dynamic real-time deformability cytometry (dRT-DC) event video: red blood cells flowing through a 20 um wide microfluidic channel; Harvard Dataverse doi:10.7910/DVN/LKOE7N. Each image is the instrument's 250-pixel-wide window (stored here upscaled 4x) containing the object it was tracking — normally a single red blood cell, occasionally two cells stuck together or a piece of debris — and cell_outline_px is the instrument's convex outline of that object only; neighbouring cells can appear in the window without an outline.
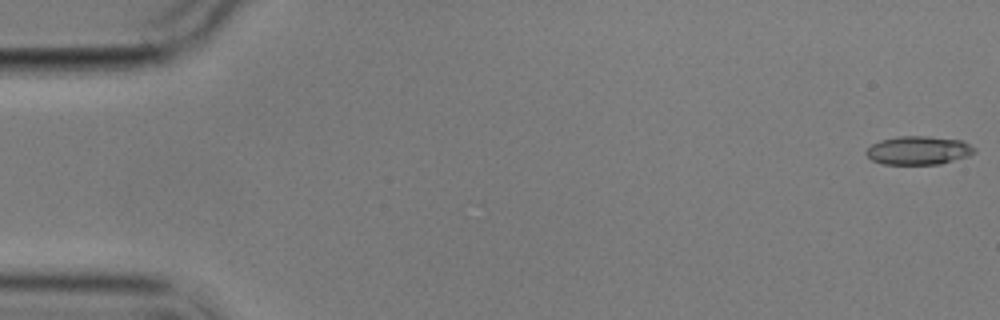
{"species": "common noctule bat (a hibernating species)", "species_latin": "Nyctalus noctula", "temperature_condition": "cold", "stored_images_in_passage": 9, "camera_frame_rate_fps": 3000, "um_per_image_px": 0.085, "animal": {"sex": "male", "body_mass_g": 17.9}, "frame": {"image": 1, "passage_image": 1, "time_ms": 0.0, "image_size_px": [1000, 320], "cell_outline_px": [[976, 152], [968, 156], [940, 164], [884, 164], [872, 160], [864, 152], [872, 144], [880, 140], [900, 136], [928, 136], [960, 140], [976, 148]], "centroid_in_image_um": [78.07, 12.78], "position_along_channel_um": 6.9, "area_um2": 17.92}}
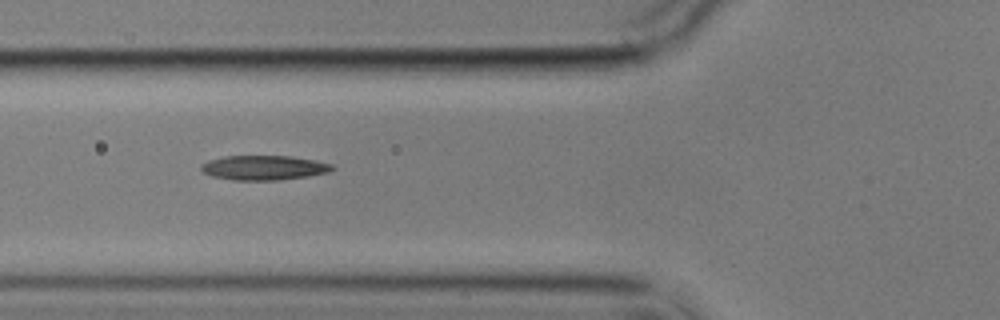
{"frame": {"image": 2, "passage_image": 6, "time_ms": 6.667, "image_size_px": [1000, 320], "cell_outline_px": [[336, 168], [328, 172], [308, 176], [276, 180], [232, 180], [212, 176], [204, 172], [200, 168], [200, 164], [208, 160], [224, 156], [292, 156], [316, 160], [332, 164]], "centroid_in_image_um": [22.43, 14.25], "position_along_channel_um": 103.4, "area_um2": 18.84}}
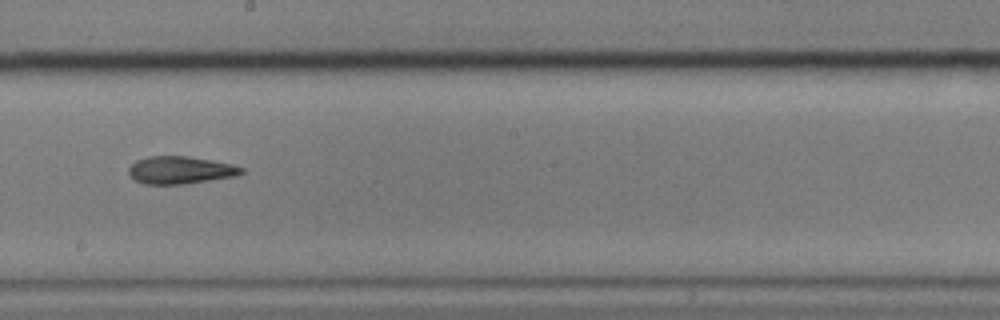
{"frame": {"image": 3, "passage_image": 9, "time_ms": 10.333, "image_size_px": [1000, 320], "cell_outline_px": [[244, 172], [236, 176], [184, 184], [144, 184], [136, 180], [128, 172], [128, 168], [136, 160], [148, 156], [188, 156], [212, 160], [232, 164], [244, 168]], "centroid_in_image_um": [15.34, 14.45], "position_along_channel_um": 232.9, "area_um2": 18.09}}